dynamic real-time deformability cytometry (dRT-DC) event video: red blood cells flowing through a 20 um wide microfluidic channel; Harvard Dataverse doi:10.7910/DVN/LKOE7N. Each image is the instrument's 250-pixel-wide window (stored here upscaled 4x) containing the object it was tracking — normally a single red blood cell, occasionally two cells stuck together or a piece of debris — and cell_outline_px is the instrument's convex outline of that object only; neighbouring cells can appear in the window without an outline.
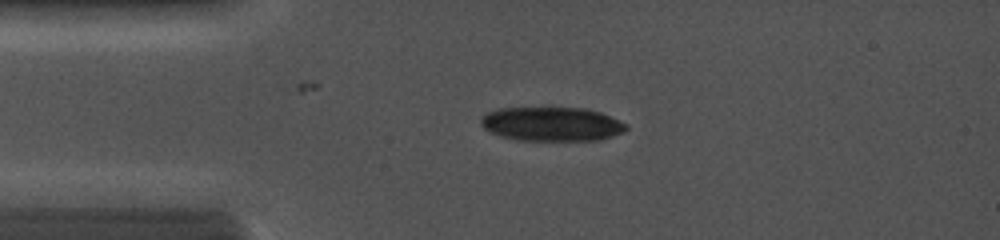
{"species": "common noctule bat (a hibernating species)", "species_latin": "Nyctalus noctula", "temperature_condition": "cold", "stored_images_in_passage": 18, "camera_frame_rate_fps": 5000, "um_per_image_px": 0.085, "animal": {"sex": "female", "body_mass_g": 19.0, "forearm_length_mm": 56.7}, "frame": {"image": 1, "passage_image": 16, "time_ms": 2.8, "image_size_px": [1000, 240], "cell_outline_px": [[628, 128], [624, 132], [600, 140], [516, 140], [500, 136], [484, 128], [480, 124], [480, 116], [488, 112], [500, 108], [584, 108], [600, 112], [628, 124]], "centroid_in_image_um": [46.9, 10.54], "position_along_channel_um": 38.1, "area_um2": 28.9}}